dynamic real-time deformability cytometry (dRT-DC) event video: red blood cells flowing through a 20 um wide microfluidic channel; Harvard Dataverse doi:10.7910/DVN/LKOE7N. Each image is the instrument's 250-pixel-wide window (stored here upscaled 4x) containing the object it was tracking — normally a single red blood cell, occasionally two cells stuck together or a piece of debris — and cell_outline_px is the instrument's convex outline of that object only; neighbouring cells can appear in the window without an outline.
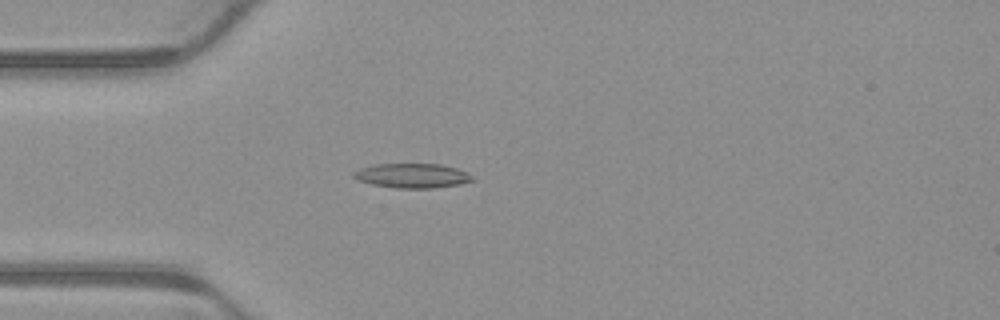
{"species": "common noctule bat (a hibernating species)", "species_latin": "Nyctalus noctula", "temperature_condition": "warm", "stored_images_in_passage": 4, "camera_frame_rate_fps": 3000, "um_per_image_px": 0.085, "animal": {"sex": "male", "body_mass_g": 23.1, "forearm_length_mm": 52.7}, "frame": {"image": 1, "passage_image": 4, "time_ms": 1.0, "image_size_px": [1000, 320], "cell_outline_px": [[476, 180], [460, 184], [432, 188], [396, 188], [372, 184], [360, 180], [352, 176], [352, 172], [360, 168], [372, 164], [440, 164], [456, 168], [468, 172]], "centroid_in_image_um": [35.05, 14.93], "position_along_channel_um": 49.9, "area_um2": 16.99}}